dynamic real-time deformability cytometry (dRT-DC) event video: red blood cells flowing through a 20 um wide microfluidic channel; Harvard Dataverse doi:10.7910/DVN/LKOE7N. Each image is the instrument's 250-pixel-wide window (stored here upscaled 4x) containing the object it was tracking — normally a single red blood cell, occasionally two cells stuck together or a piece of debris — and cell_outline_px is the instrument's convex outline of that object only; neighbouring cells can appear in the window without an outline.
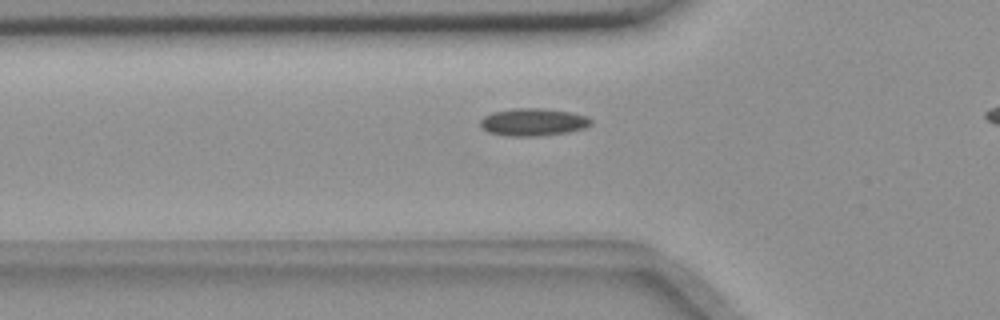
{"species": "common noctule bat (a hibernating species)", "species_latin": "Nyctalus noctula", "temperature_condition": "room temperature", "stored_images_in_passage": 39, "camera_frame_rate_fps": 3000, "um_per_image_px": 0.085, "animal": {"sex": "female", "body_mass_g": 18.4}, "frame": {"image": 1, "passage_image": 12, "time_ms": 3.667, "image_size_px": [1000, 320], "cell_outline_px": [[592, 124], [584, 128], [568, 132], [540, 136], [508, 136], [488, 132], [480, 124], [480, 120], [484, 116], [492, 112], [516, 108], [544, 108], [572, 112], [588, 116], [592, 120]], "centroid_in_image_um": [45.35, 10.37], "position_along_channel_um": 80.4, "area_um2": 17.86}}
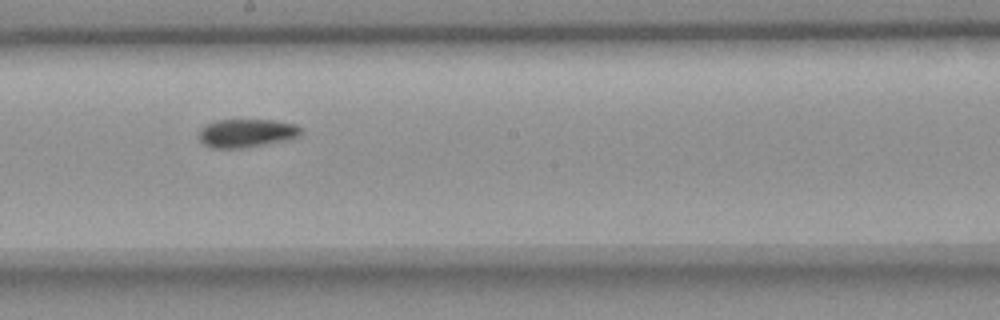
{"frame": {"image": 2, "passage_image": 24, "time_ms": 7.667, "image_size_px": [1000, 320], "cell_outline_px": [[300, 136], [288, 140], [240, 148], [212, 148], [204, 144], [200, 140], [200, 128], [204, 124], [216, 120], [276, 120], [296, 124], [300, 128]], "centroid_in_image_um": [20.95, 11.3], "position_along_channel_um": 227.3, "area_um2": 16.88}}
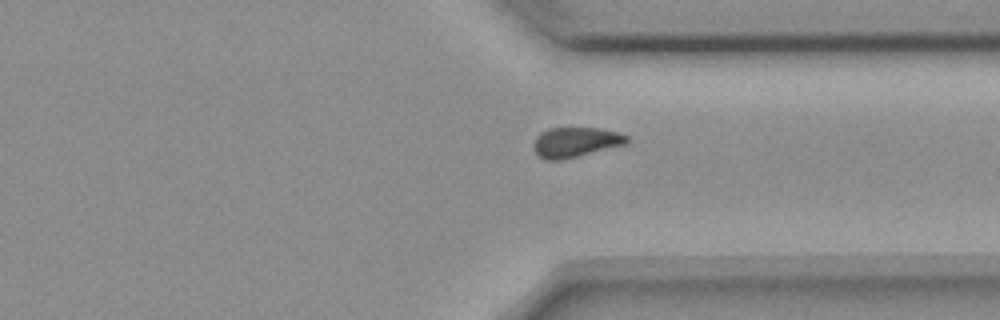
{"frame": {"image": 3, "passage_image": 35, "time_ms": 11.333, "image_size_px": [1000, 320], "cell_outline_px": [[628, 144], [560, 160], [544, 160], [536, 156], [532, 144], [536, 136], [540, 132], [548, 128], [600, 128], [616, 132], [628, 136]], "centroid_in_image_um": [48.87, 12.09], "position_along_channel_um": 362.5, "area_um2": 16.47}}